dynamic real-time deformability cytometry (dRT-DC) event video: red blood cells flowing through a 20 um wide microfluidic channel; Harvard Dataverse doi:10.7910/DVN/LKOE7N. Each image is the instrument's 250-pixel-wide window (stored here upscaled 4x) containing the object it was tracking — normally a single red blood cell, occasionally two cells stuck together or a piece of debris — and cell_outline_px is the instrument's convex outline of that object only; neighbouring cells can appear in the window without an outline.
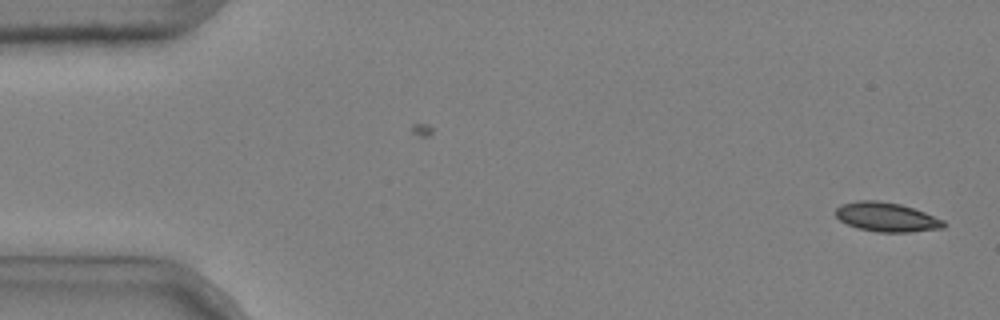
{"species": "common noctule bat (a hibernating species)", "species_latin": "Nyctalus noctula", "temperature_condition": "cold", "stored_images_in_passage": 51, "camera_frame_rate_fps": 3000, "um_per_image_px": 0.085, "animal": {"sex": "male", "body_mass_g": 20.4}, "frame": {"image": 1, "passage_image": 1, "time_ms": 0.0, "image_size_px": [1000, 320], "cell_outline_px": [[948, 224], [944, 228], [908, 232], [876, 232], [856, 228], [840, 220], [836, 216], [836, 208], [840, 204], [856, 200], [876, 200], [900, 204], [924, 212], [944, 220]], "centroid_in_image_um": [75.35, 18.45], "position_along_channel_um": 9.6, "area_um2": 18.5}}
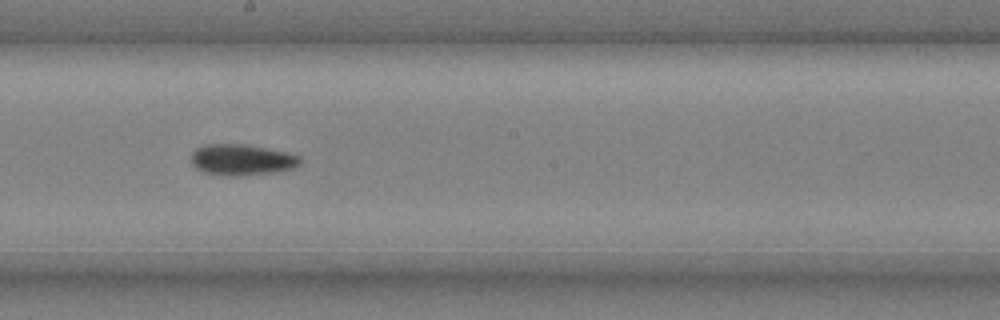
{"frame": {"image": 2, "passage_image": 29, "time_ms": 9.333, "image_size_px": [1000, 320], "cell_outline_px": [[300, 164], [292, 168], [280, 172], [240, 176], [232, 176], [204, 172], [196, 168], [192, 164], [192, 152], [196, 148], [204, 144], [244, 144], [288, 152], [300, 156]], "centroid_in_image_um": [20.57, 13.58], "position_along_channel_um": 227.6, "area_um2": 19.83}}
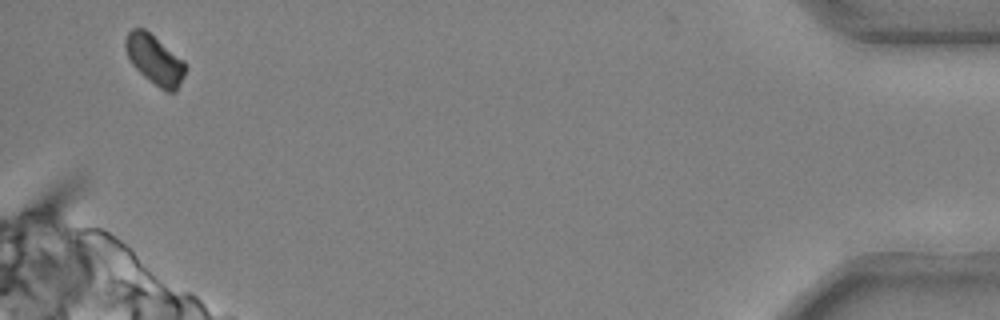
{"frame": {"image": 3, "passage_image": 50, "time_ms": 16.333, "image_size_px": [1000, 320], "cell_outline_px": [[188, 68], [176, 92], [168, 92], [160, 88], [144, 76], [132, 64], [124, 48], [124, 40], [128, 32], [132, 28], [144, 28], [184, 60]], "centroid_in_image_um": [13.16, 5.07], "position_along_channel_um": 422.0, "area_um2": 17.34}, "authors_computed_cell_mechanics": {"area_um2": 18.8428, "velocity_mm_per_s": 3.6876, "shape_relaxation_time_tau1_ms": 10.9933, "shape_relaxation_time_tau2_ms": 6.6666, "deformation_change_tau1": 0.2016, "deformation_change_tau2": 0.1002}}